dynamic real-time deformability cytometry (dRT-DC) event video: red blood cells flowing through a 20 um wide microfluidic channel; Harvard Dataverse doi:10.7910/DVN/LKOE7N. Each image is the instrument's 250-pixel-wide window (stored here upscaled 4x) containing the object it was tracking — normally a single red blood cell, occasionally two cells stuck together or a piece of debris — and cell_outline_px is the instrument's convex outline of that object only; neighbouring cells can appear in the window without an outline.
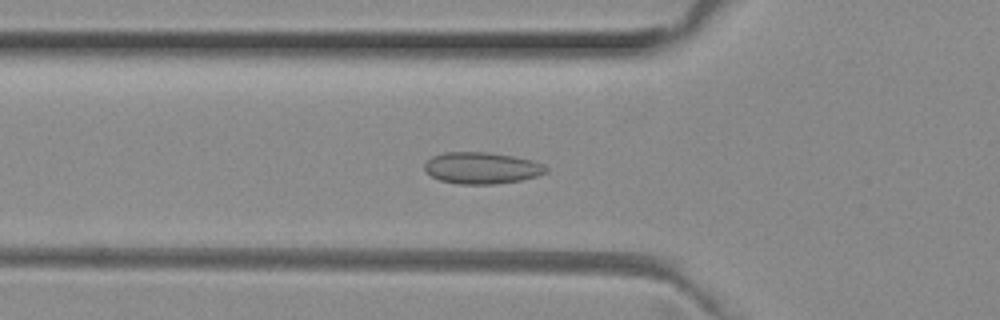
{"species": "common noctule bat (a hibernating species)", "species_latin": "Nyctalus noctula", "temperature_condition": "room temperature", "stored_images_in_passage": 40, "camera_frame_rate_fps": 3000, "um_per_image_px": 0.085, "animal": {"sex": "female", "body_mass_g": 29.2, "forearm_length_mm": 56.3}, "frame": {"image": 1, "passage_image": 13, "time_ms": 4.0, "image_size_px": [1000, 320], "cell_outline_px": [[548, 172], [536, 176], [520, 180], [496, 184], [460, 184], [440, 180], [432, 176], [424, 168], [424, 164], [432, 156], [444, 152], [488, 152], [516, 156], [532, 160], [544, 164], [548, 168]], "centroid_in_image_um": [40.98, 14.27], "position_along_channel_um": 84.8, "area_um2": 22.43}}
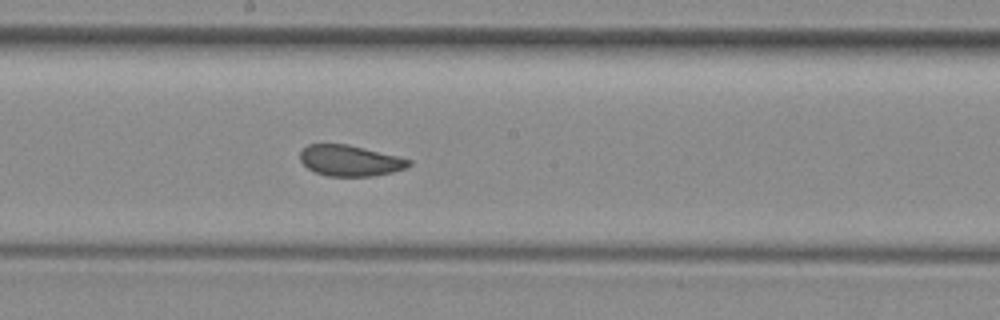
{"frame": {"image": 2, "passage_image": 23, "time_ms": 7.333, "image_size_px": [1000, 320], "cell_outline_px": [[412, 164], [408, 168], [376, 176], [328, 176], [316, 172], [308, 168], [300, 160], [300, 152], [308, 144], [348, 144], [412, 160]], "centroid_in_image_um": [29.77, 13.66], "position_along_channel_um": 218.4, "area_um2": 19.54}}
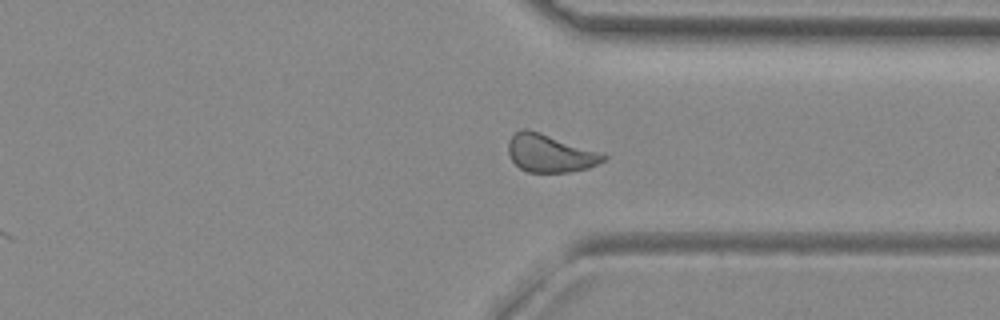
{"frame": {"image": 3, "passage_image": 34, "time_ms": 11.0, "image_size_px": [1000, 320], "cell_outline_px": [[608, 156], [604, 160], [588, 168], [568, 172], [528, 172], [520, 168], [512, 160], [508, 152], [508, 140], [520, 128], [528, 128], [604, 152]], "centroid_in_image_um": [46.77, 13.0], "position_along_channel_um": 364.6, "area_um2": 21.27}, "authors_computed_cell_mechanics": {"area_um2": 20.7213, "velocity_mm_per_s": 3.9957, "shape_relaxation_time_tau1_ms": 7.9718, "shape_relaxation_time_tau2_ms": 0.8822, "deformation_change_tau1": 0.1236, "deformation_change_tau2": 0.0741}}